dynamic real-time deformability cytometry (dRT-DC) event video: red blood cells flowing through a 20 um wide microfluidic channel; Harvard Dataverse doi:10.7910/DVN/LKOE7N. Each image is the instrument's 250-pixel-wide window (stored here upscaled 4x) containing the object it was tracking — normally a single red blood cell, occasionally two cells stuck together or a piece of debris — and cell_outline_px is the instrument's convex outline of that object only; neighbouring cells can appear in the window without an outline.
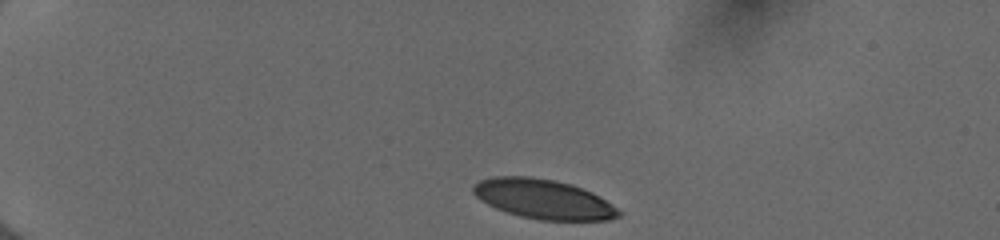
{"species": "human", "species_latin": "Homo sapiens", "temperature_condition": "cold", "stored_images_in_passage": 39, "camera_frame_rate_fps": 3000, "um_per_image_px": 0.085, "donor": {"sex": "female"}, "frame": {"image": 1, "passage_image": 1, "time_ms": 0.0, "image_size_px": [1000, 240], "cell_outline_px": [[624, 212], [620, 216], [608, 220], [540, 220], [520, 216], [496, 208], [480, 200], [472, 192], [472, 184], [480, 180], [496, 176], [528, 176], [556, 180], [572, 184], [592, 192], [612, 204]], "centroid_in_image_um": [46.2, 16.92], "position_along_channel_um": 38.8, "area_um2": 33.7}}
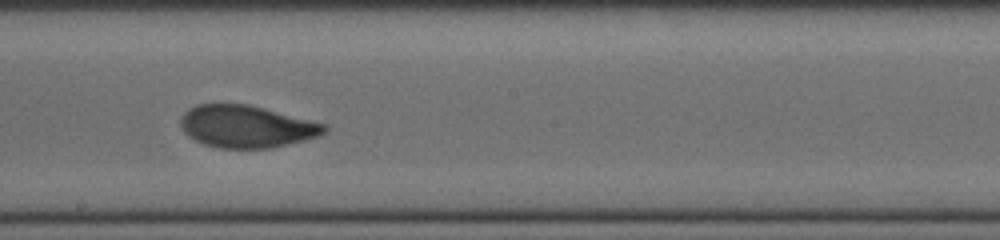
{"frame": {"image": 2, "passage_image": 21, "time_ms": 6.667, "image_size_px": [1000, 240], "cell_outline_px": [[328, 128], [320, 136], [272, 148], [220, 148], [204, 144], [188, 136], [180, 128], [180, 120], [184, 112], [188, 108], [196, 104], [248, 104], [328, 124]], "centroid_in_image_um": [20.95, 10.75], "position_along_channel_um": 227.3, "area_um2": 35.55}}
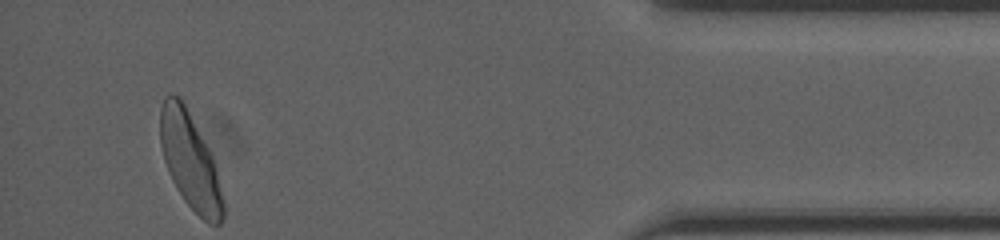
{"frame": {"image": 3, "passage_image": 39, "time_ms": 12.667, "image_size_px": [1000, 240], "cell_outline_px": [[224, 216], [220, 224], [208, 224], [184, 200], [176, 188], [168, 172], [164, 160], [160, 144], [160, 108], [164, 96], [180, 96], [208, 148], [212, 156], [216, 168], [224, 204]], "centroid_in_image_um": [16.14, 13.69], "position_along_channel_um": 419.1, "area_um2": 34.8}, "authors_computed_cell_mechanics": {"area_um2": 35.3736, "velocity_mm_per_s": 3.9792, "shape_relaxation_time_tau1_ms": 3.4901, "shape_relaxation_time_tau2_ms": 0.8616, "deformation_change_tau1": 0.1549, "deformation_change_tau2": 0.0593}}